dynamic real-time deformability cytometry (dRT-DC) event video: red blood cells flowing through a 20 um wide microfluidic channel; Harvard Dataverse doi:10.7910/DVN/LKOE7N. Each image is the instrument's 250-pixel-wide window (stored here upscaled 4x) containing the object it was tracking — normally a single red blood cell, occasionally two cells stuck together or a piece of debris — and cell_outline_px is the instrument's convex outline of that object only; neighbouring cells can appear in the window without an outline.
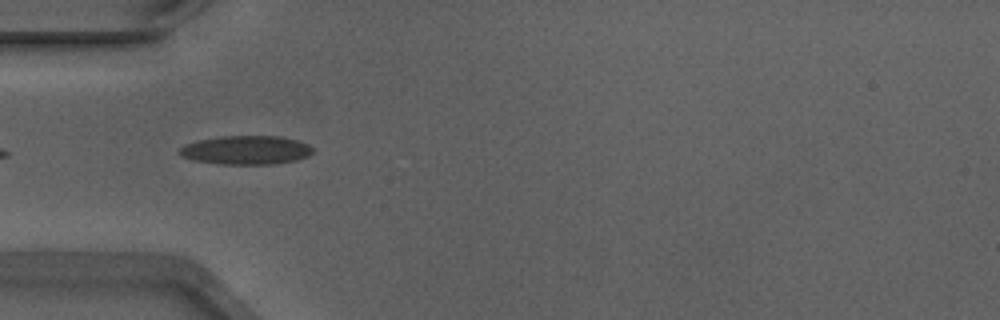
{"species": "Egyptian fruit bat (a non-hibernating species)", "species_latin": "Rousettus aegyptiacus", "temperature_condition": "warm", "stored_images_in_passage": 34, "camera_frame_rate_fps": 3000, "um_per_image_px": 0.085, "animal": {"sex": "male"}, "frame": {"image": 1, "passage_image": 1, "time_ms": 0.0, "image_size_px": [1000, 320], "cell_outline_px": [[312, 152], [308, 156], [296, 160], [272, 164], [220, 164], [192, 160], [176, 152], [184, 144], [200, 140], [224, 136], [280, 136], [296, 140], [308, 144], [312, 148]], "centroid_in_image_um": [20.9, 12.76], "position_along_channel_um": 64.1, "area_um2": 22.25}}
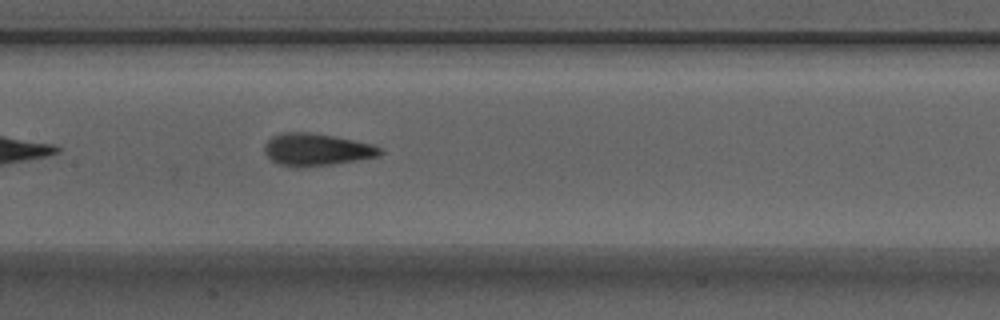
{"frame": {"image": 2, "passage_image": 10, "time_ms": 3.0, "image_size_px": [1000, 320], "cell_outline_px": [[384, 152], [380, 156], [332, 164], [304, 168], [288, 168], [276, 164], [264, 152], [264, 144], [272, 136], [284, 132], [312, 132], [372, 144], [380, 148]], "centroid_in_image_um": [26.85, 12.74], "position_along_channel_um": 180.5, "area_um2": 22.02}}
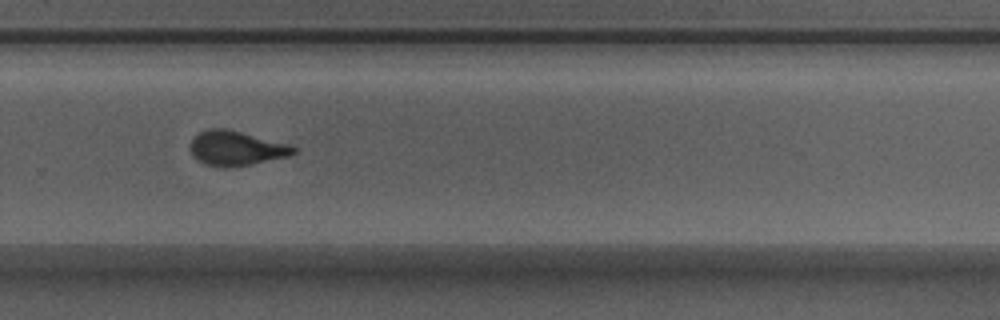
{"frame": {"image": 3, "passage_image": 20, "time_ms": 6.333, "image_size_px": [1000, 320], "cell_outline_px": [[296, 152], [288, 156], [252, 164], [228, 168], [220, 168], [204, 164], [192, 152], [192, 140], [200, 132], [208, 128], [224, 128], [288, 144], [296, 148]], "centroid_in_image_um": [20.09, 12.62], "position_along_channel_um": 309.7, "area_um2": 20.4}, "authors_computed_cell_mechanics": {"area_um2": 21.0681, "velocity_mm_per_s": 3.8979, "shape_relaxation_time_tau1_ms": 9.442, "shape_relaxation_time_tau2_ms": 1.3505, "deformation_change_tau1": 0.2704, "deformation_change_tau2": 0.0902}}